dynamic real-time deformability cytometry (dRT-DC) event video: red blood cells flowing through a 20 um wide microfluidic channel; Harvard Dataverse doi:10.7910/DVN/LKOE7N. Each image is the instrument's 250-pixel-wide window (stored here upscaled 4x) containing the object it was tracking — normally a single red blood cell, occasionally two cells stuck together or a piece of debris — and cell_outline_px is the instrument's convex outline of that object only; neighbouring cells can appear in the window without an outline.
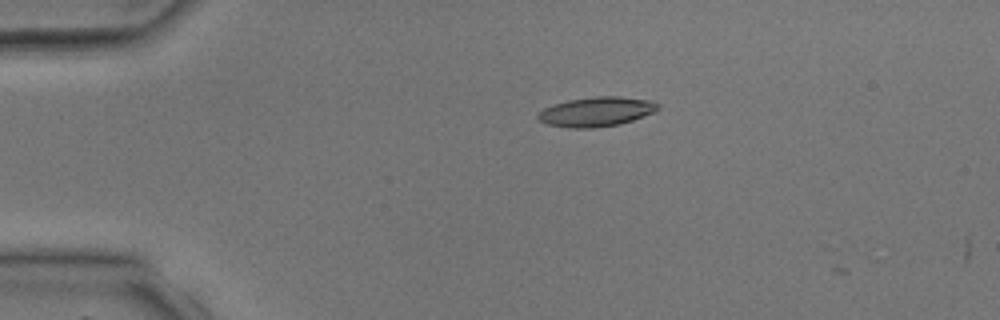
{"species": "common noctule bat (a hibernating species)", "species_latin": "Nyctalus noctula", "temperature_condition": "room temperature", "stored_images_in_passage": 4, "camera_frame_rate_fps": 3000, "um_per_image_px": 0.085, "animal": {"sex": "male", "body_mass_g": 17.9, "forearm_length_mm": 54.2}, "frame": {"image": 1, "passage_image": 3, "time_ms": 2.333, "image_size_px": [1000, 320], "cell_outline_px": [[660, 108], [656, 112], [620, 124], [596, 128], [572, 128], [548, 124], [540, 120], [536, 116], [544, 108], [552, 104], [568, 100], [596, 96], [620, 96], [652, 100], [660, 104]], "centroid_in_image_um": [50.75, 9.48], "position_along_channel_um": 34.3, "area_um2": 20.81}}